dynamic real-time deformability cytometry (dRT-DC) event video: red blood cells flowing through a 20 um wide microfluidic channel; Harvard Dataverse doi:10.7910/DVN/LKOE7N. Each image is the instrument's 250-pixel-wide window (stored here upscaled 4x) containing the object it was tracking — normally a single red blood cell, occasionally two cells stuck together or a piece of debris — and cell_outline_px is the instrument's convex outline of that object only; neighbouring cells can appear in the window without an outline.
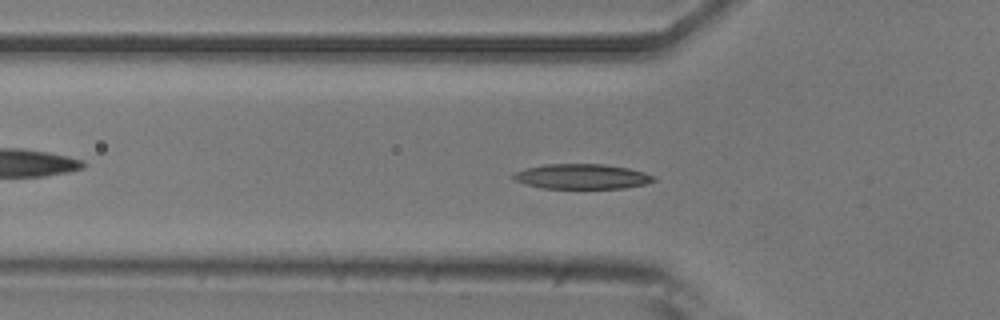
{"species": "common noctule bat (a hibernating species)", "species_latin": "Nyctalus noctula", "temperature_condition": "room temperature", "stored_images_in_passage": 52, "camera_frame_rate_fps": 3000, "um_per_image_px": 0.085, "animal": {"sex": "male", "body_mass_g": 20.5, "forearm_length_mm": 52.5}, "frame": {"image": 1, "passage_image": 16, "time_ms": 5.0, "image_size_px": [1000, 320], "cell_outline_px": [[656, 180], [644, 184], [624, 188], [540, 188], [524, 184], [516, 180], [512, 176], [516, 172], [524, 168], [544, 164], [604, 164], [628, 168], [644, 172], [656, 176]], "centroid_in_image_um": [49.46, 15.0], "position_along_channel_um": 76.3, "area_um2": 20.46}}
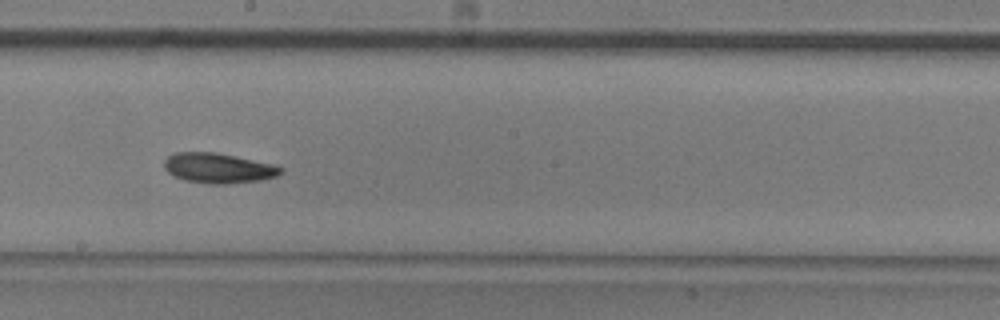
{"frame": {"image": 2, "passage_image": 28, "time_ms": 9.0, "image_size_px": [1000, 320], "cell_outline_px": [[284, 172], [276, 176], [264, 180], [232, 184], [208, 184], [184, 180], [168, 172], [164, 168], [164, 160], [168, 156], [176, 152], [216, 152], [272, 164], [284, 168]], "centroid_in_image_um": [18.58, 14.3], "position_along_channel_um": 229.6, "area_um2": 20.58}}
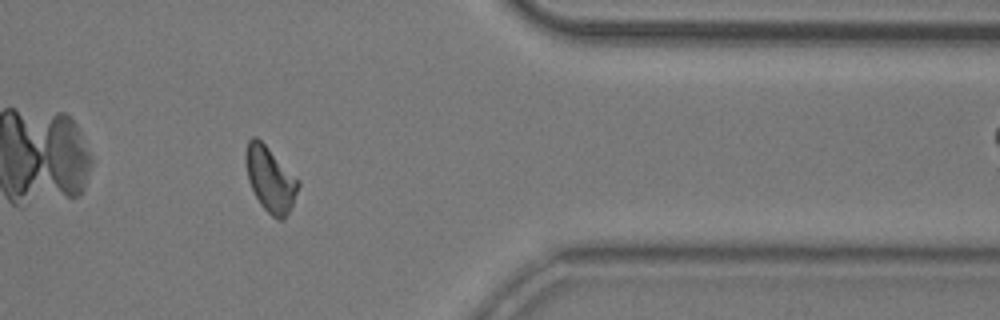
{"frame": {"image": 3, "passage_image": 42, "time_ms": 13.667, "image_size_px": [1000, 320], "cell_outline_px": [[300, 184], [292, 204], [284, 220], [276, 220], [260, 204], [248, 180], [244, 160], [244, 152], [248, 140], [252, 136], [256, 136], [300, 180]], "centroid_in_image_um": [22.95, 15.22], "position_along_channel_um": 388.4, "area_um2": 19.88}, "authors_computed_cell_mechanics": {"area_um2": 19.941, "velocity_mm_per_s": 3.8075, "shape_relaxation_time_tau1_ms": 4.0894, "shape_relaxation_time_tau2_ms": null, "deformation_change_tau1": 0.1328, "deformation_change_tau2": null}}